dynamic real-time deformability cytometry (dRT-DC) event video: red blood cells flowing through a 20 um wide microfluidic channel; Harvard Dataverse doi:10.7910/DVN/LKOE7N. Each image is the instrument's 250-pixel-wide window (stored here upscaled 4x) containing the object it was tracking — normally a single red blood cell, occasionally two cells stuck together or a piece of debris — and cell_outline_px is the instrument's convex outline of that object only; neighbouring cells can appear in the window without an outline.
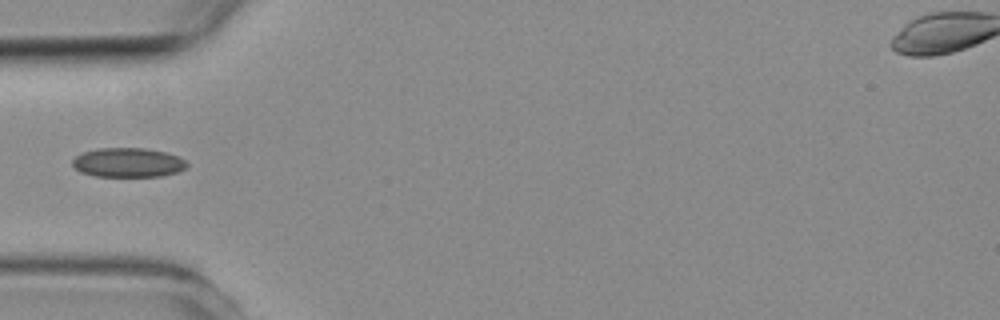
{"species": "common noctule bat (a hibernating species)", "species_latin": "Nyctalus noctula", "temperature_condition": "room temperature", "stored_images_in_passage": 5, "camera_frame_rate_fps": 3000, "um_per_image_px": 0.085, "animal": {"sex": "female", "body_mass_g": 19.3, "forearm_length_mm": 54.1}, "frame": {"image": 1, "passage_image": 5, "time_ms": 4.667, "image_size_px": [1000, 320], "cell_outline_px": [[188, 164], [184, 168], [176, 172], [160, 176], [96, 176], [80, 172], [72, 164], [72, 160], [76, 156], [84, 152], [100, 148], [144, 148], [164, 152], [176, 156], [184, 160]], "centroid_in_image_um": [10.85, 13.81], "position_along_channel_um": 74.1, "area_um2": 19.25}}